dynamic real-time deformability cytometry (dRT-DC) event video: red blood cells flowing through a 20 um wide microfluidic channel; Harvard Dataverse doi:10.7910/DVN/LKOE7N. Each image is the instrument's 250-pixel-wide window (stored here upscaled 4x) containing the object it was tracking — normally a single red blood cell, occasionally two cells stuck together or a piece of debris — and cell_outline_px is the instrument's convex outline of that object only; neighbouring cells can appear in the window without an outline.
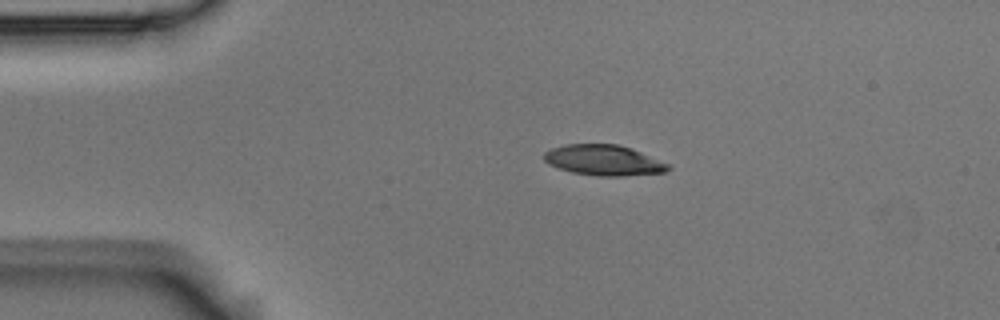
{"species": "Egyptian fruit bat (a non-hibernating species)", "species_latin": "Rousettus aegyptiacus", "temperature_condition": "room temperature", "stored_images_in_passage": 7, "camera_frame_rate_fps": 3000, "um_per_image_px": 0.085, "animal": {"sex": "male"}, "frame": {"image": 1, "passage_image": 4, "time_ms": 1.0, "image_size_px": [1000, 320], "cell_outline_px": [[672, 168], [664, 172], [624, 176], [600, 176], [572, 172], [548, 164], [544, 160], [544, 152], [552, 148], [564, 144], [616, 144], [632, 148], [672, 164]], "centroid_in_image_um": [51.36, 13.61], "position_along_channel_um": 33.6, "area_um2": 22.25}}
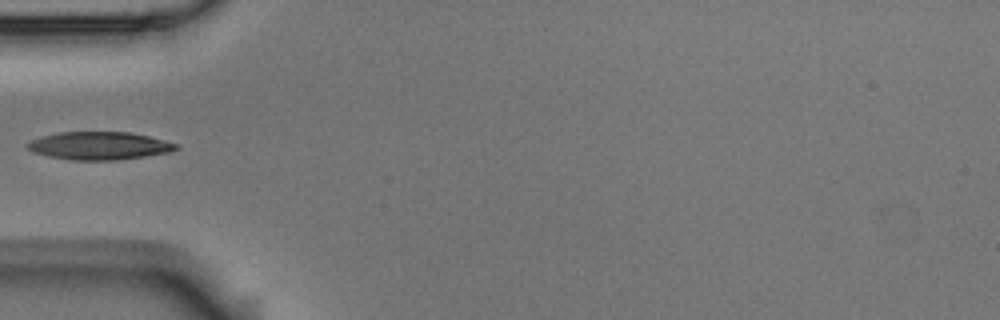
{"frame": {"image": 2, "passage_image": 6, "time_ms": 1.667, "image_size_px": [1000, 320], "cell_outline_px": [[180, 148], [172, 152], [116, 160], [72, 160], [48, 156], [32, 152], [24, 144], [32, 140], [44, 136], [60, 132], [128, 132], [148, 136], [176, 144]], "centroid_in_image_um": [8.43, 12.39], "position_along_channel_um": 76.6, "area_um2": 23.99}}
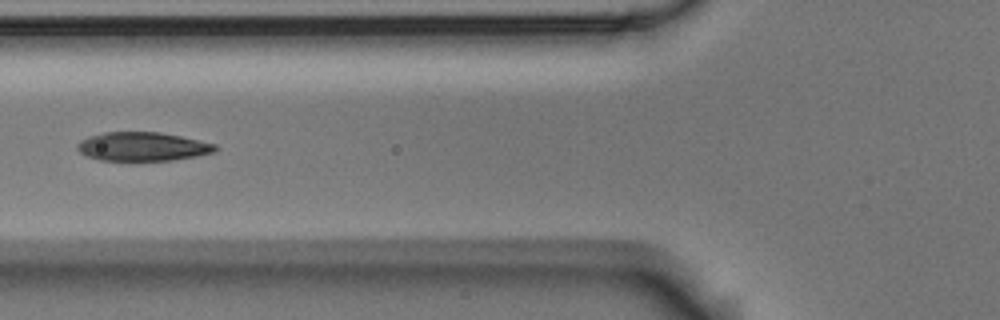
{"frame": {"image": 3, "passage_image": 7, "time_ms": 2.0, "image_size_px": [1000, 320], "cell_outline_px": [[220, 148], [216, 152], [196, 156], [172, 160], [100, 160], [88, 156], [80, 152], [76, 148], [76, 144], [80, 140], [88, 136], [104, 132], [160, 132], [180, 136], [216, 144]], "centroid_in_image_um": [12.13, 12.45], "position_along_channel_um": 113.7, "area_um2": 23.18}}